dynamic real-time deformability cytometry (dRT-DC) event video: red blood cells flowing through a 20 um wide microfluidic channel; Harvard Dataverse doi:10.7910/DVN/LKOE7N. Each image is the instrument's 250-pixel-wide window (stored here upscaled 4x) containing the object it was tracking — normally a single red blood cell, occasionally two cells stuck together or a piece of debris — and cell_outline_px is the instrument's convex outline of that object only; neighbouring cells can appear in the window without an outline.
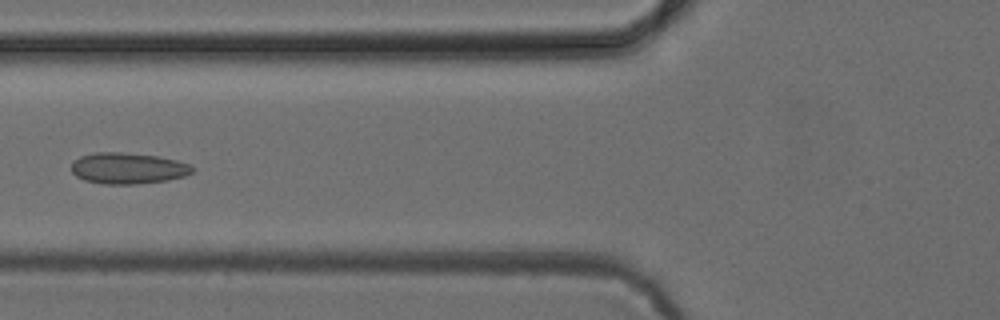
{"species": "common noctule bat (a hibernating species)", "species_latin": "Nyctalus noctula", "temperature_condition": "cold", "stored_images_in_passage": 6, "camera_frame_rate_fps": 3000, "um_per_image_px": 0.085, "animal": {"sex": "female", "body_mass_g": 24.6, "forearm_length_mm": 56.2}, "frame": {"image": 1, "passage_image": 5, "time_ms": 5.0, "image_size_px": [1000, 320], "cell_outline_px": [[196, 168], [192, 172], [184, 176], [168, 180], [136, 184], [104, 184], [84, 180], [76, 176], [72, 172], [72, 164], [80, 156], [92, 152], [120, 152], [156, 156], [176, 160], [192, 164]], "centroid_in_image_um": [10.89, 14.3], "position_along_channel_um": 114.9, "area_um2": 22.02}}
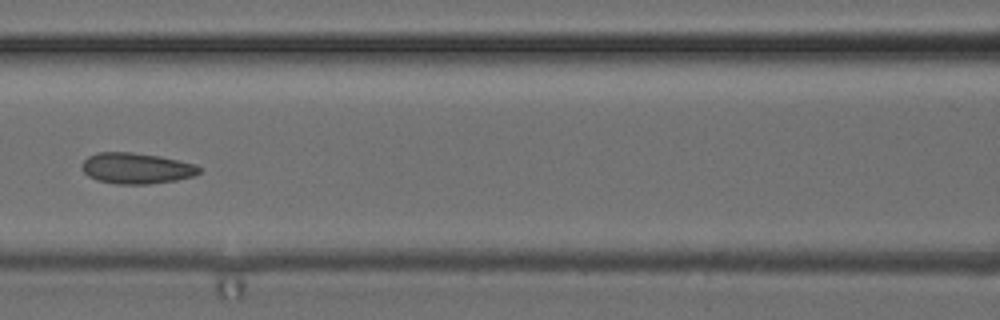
{"frame": {"image": 2, "passage_image": 6, "time_ms": 6.0, "image_size_px": [1000, 320], "cell_outline_px": [[200, 172], [192, 176], [176, 180], [148, 184], [116, 184], [96, 180], [88, 176], [84, 172], [80, 164], [88, 156], [96, 152], [132, 152], [160, 156], [196, 164], [200, 168]], "centroid_in_image_um": [11.56, 14.3], "position_along_channel_um": 155.0, "area_um2": 21.21}}